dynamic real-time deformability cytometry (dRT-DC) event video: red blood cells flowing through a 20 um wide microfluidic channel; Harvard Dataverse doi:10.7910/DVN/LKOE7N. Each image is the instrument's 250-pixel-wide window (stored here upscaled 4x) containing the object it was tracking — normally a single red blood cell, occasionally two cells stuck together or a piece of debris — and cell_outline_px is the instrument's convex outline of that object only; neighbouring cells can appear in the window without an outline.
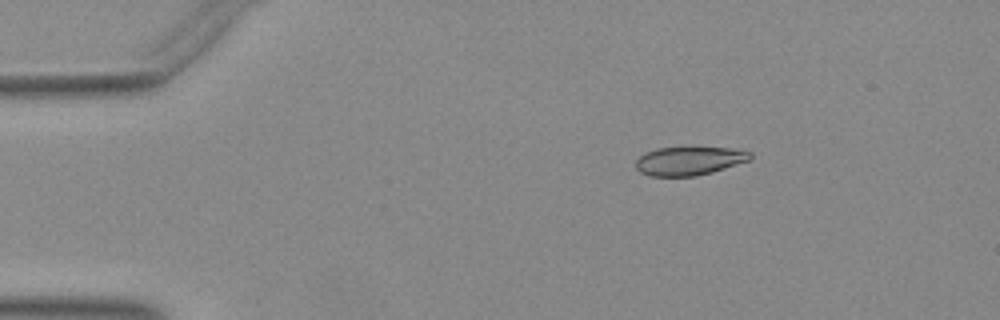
{"species": "Egyptian fruit bat (a non-hibernating species)", "species_latin": "Rousettus aegyptiacus", "temperature_condition": "warm", "stored_images_in_passage": 46, "camera_frame_rate_fps": 3000, "um_per_image_px": 0.085, "animal": {"sex": "female"}, "frame": {"image": 1, "passage_image": 2, "time_ms": 0.333, "image_size_px": [1000, 320], "cell_outline_px": [[752, 156], [748, 160], [712, 172], [696, 176], [652, 176], [640, 172], [636, 168], [636, 160], [644, 152], [656, 148], [728, 148], [752, 152]], "centroid_in_image_um": [58.53, 13.68], "position_along_channel_um": 26.5, "area_um2": 18.79}}
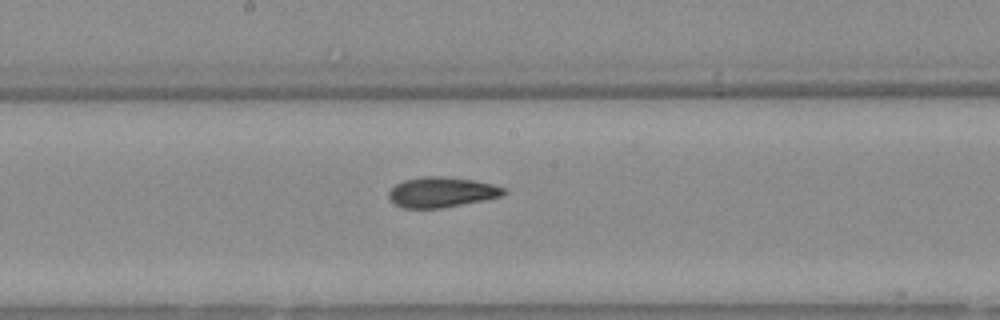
{"frame": {"image": 2, "passage_image": 21, "time_ms": 6.667, "image_size_px": [1000, 320], "cell_outline_px": [[504, 192], [500, 196], [444, 208], [400, 208], [392, 204], [388, 196], [388, 192], [396, 184], [404, 180], [424, 176], [444, 176], [472, 180], [492, 184], [504, 188]], "centroid_in_image_um": [37.45, 16.34], "position_along_channel_um": 210.8, "area_um2": 20.17}}
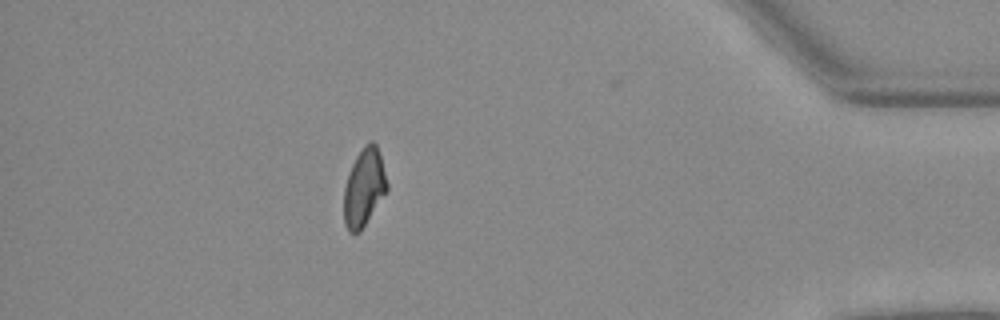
{"frame": {"image": 3, "passage_image": 39, "time_ms": 12.667, "image_size_px": [1000, 320], "cell_outline_px": [[388, 188], [360, 232], [348, 232], [344, 224], [344, 188], [352, 164], [356, 156], [364, 144], [372, 140], [376, 144], [380, 156], [388, 184]], "centroid_in_image_um": [30.93, 15.93], "position_along_channel_um": 404.3, "area_um2": 19.25}}